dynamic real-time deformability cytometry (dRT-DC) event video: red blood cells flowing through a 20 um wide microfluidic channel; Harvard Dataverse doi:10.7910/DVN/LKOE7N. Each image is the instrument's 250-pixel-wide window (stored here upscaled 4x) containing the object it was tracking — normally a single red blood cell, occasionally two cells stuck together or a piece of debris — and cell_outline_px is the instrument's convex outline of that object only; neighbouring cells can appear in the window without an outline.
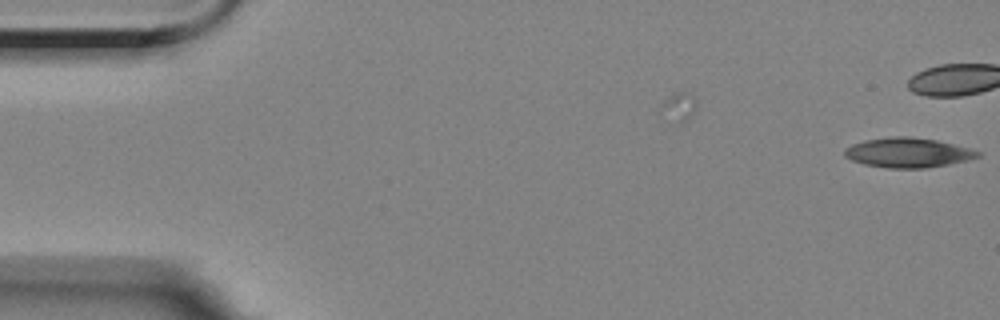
{"species": "Egyptian fruit bat (a non-hibernating species)", "species_latin": "Rousettus aegyptiacus", "temperature_condition": "room temperature", "stored_images_in_passage": 44, "camera_frame_rate_fps": 3000, "um_per_image_px": 0.085, "animal": {"sex": "female"}, "frame": {"image": 1, "passage_image": 1, "time_ms": 0.0, "image_size_px": [1000, 320], "cell_outline_px": [[980, 156], [948, 164], [924, 168], [888, 168], [864, 164], [852, 160], [844, 156], [844, 148], [852, 144], [864, 140], [896, 136], [908, 136], [936, 140], [968, 148], [980, 152]], "centroid_in_image_um": [77.11, 12.97], "position_along_channel_um": 7.9, "area_um2": 22.77}}
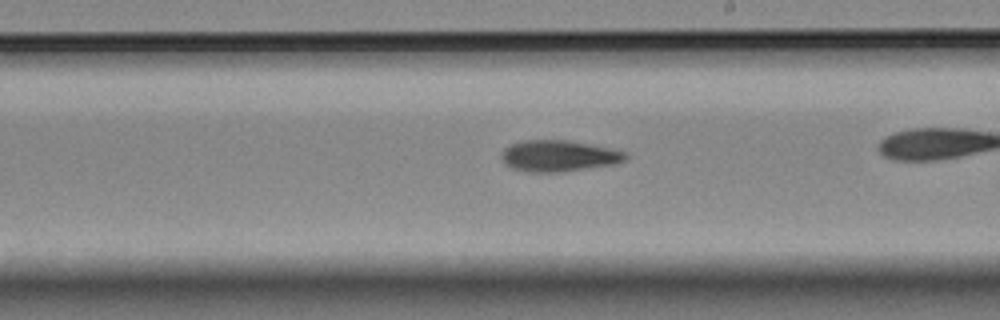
{"frame": {"image": 2, "passage_image": 32, "time_ms": 10.333, "image_size_px": [1000, 320], "cell_outline_px": [[628, 160], [616, 164], [560, 172], [528, 172], [512, 168], [504, 164], [500, 160], [500, 156], [504, 148], [512, 144], [524, 140], [564, 140], [588, 144], [628, 152]], "centroid_in_image_um": [47.48, 13.26], "position_along_channel_um": 241.5, "area_um2": 22.72}}
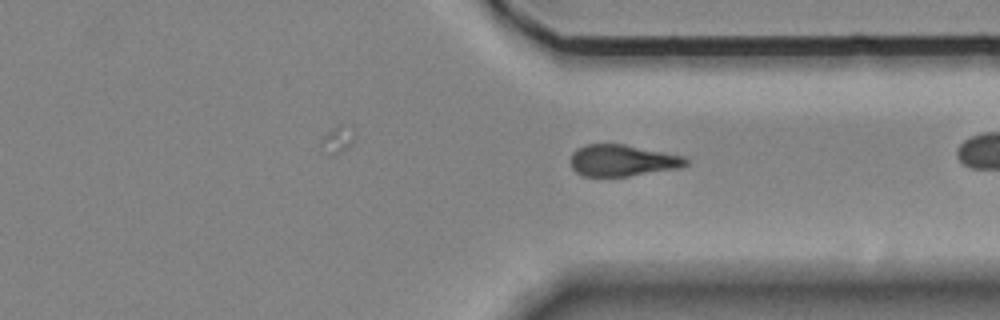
{"frame": {"image": 3, "passage_image": 42, "time_ms": 13.667, "image_size_px": [1000, 320], "cell_outline_px": [[688, 164], [680, 168], [628, 176], [584, 176], [576, 172], [572, 168], [568, 160], [572, 152], [576, 148], [584, 144], [624, 144], [684, 156], [688, 160]], "centroid_in_image_um": [52.86, 13.63], "position_along_channel_um": 358.5, "area_um2": 21.39}}